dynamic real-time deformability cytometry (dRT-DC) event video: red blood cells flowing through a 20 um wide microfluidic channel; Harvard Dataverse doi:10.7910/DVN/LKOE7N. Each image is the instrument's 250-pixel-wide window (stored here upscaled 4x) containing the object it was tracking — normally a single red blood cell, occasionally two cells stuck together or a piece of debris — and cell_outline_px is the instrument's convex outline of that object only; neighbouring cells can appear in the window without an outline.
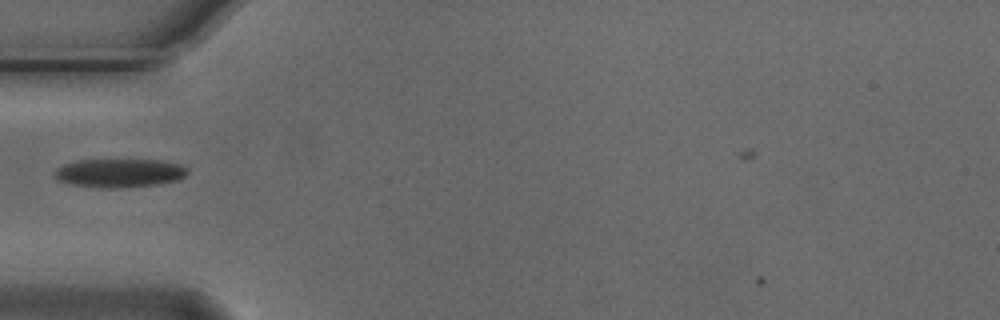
{"species": "Egyptian fruit bat (a non-hibernating species)", "species_latin": "Rousettus aegyptiacus", "temperature_condition": "cold", "stored_images_in_passage": 39, "camera_frame_rate_fps": 3000, "um_per_image_px": 0.085, "animal": {"sex": "male"}, "frame": {"image": 1, "passage_image": 5, "time_ms": 1.333, "image_size_px": [1000, 320], "cell_outline_px": [[188, 172], [180, 180], [160, 184], [120, 188], [108, 188], [68, 184], [56, 180], [56, 168], [64, 164], [76, 160], [164, 160], [184, 164], [188, 168]], "centroid_in_image_um": [10.21, 14.7], "position_along_channel_um": 74.8, "area_um2": 22.48}}
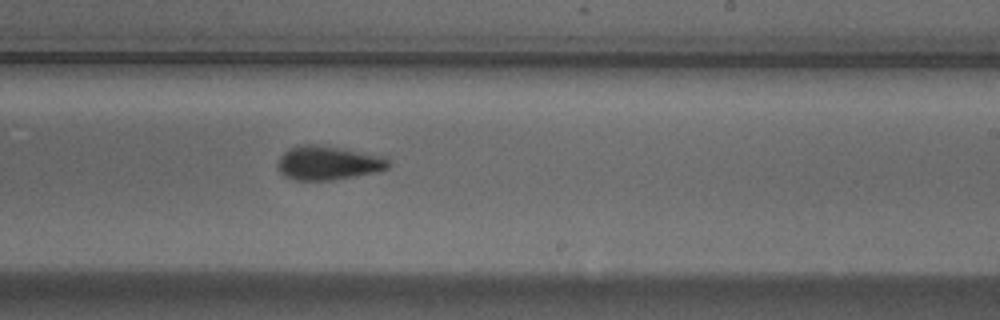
{"frame": {"image": 2, "passage_image": 20, "time_ms": 6.333, "image_size_px": [1000, 320], "cell_outline_px": [[392, 164], [388, 168], [376, 172], [332, 180], [296, 180], [284, 176], [276, 168], [280, 156], [288, 148], [300, 144], [316, 144], [344, 148], [388, 156]], "centroid_in_image_um": [27.92, 13.83], "position_along_channel_um": 261.1, "area_um2": 22.43}}
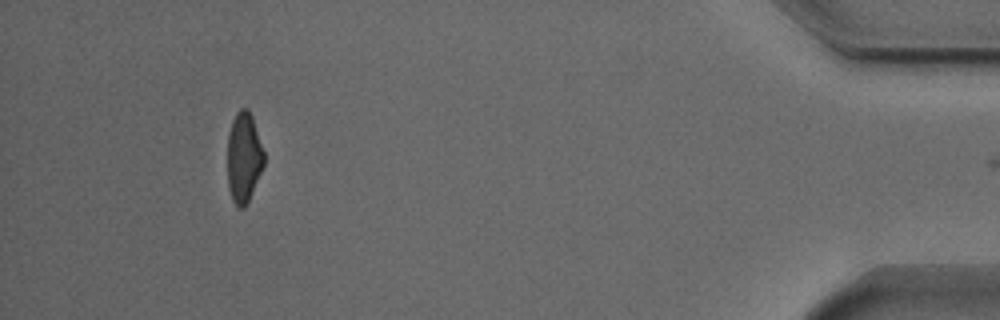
{"frame": {"image": 3, "passage_image": 38, "time_ms": 12.333, "image_size_px": [1000, 320], "cell_outline_px": [[264, 164], [252, 192], [244, 208], [240, 208], [232, 200], [228, 188], [228, 136], [232, 120], [236, 112], [240, 108], [248, 108], [252, 116], [264, 152]], "centroid_in_image_um": [20.71, 13.36], "position_along_channel_um": 414.5, "area_um2": 19.07}, "authors_computed_cell_mechanics": {"area_um2": 21.1548, "velocity_mm_per_s": 3.7212, "shape_relaxation_time_tau1_ms": 3.9652, "shape_relaxation_time_tau2_ms": 3.8938, "deformation_change_tau1": 0.1492, "deformation_change_tau2": 0.1065}}